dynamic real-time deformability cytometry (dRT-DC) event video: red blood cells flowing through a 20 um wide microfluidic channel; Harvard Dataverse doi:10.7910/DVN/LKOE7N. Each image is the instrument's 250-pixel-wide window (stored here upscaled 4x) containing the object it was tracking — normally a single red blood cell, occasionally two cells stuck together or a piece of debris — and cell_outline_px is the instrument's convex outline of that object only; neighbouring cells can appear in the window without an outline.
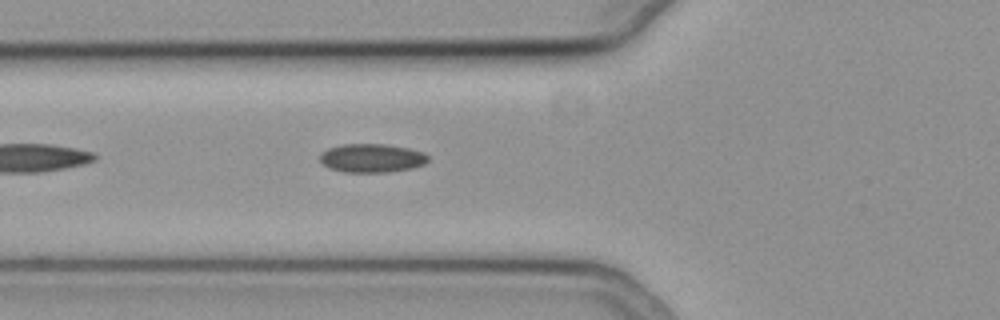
{"species": "common noctule bat (a hibernating species)", "species_latin": "Nyctalus noctula", "temperature_condition": "cold", "stored_images_in_passage": 16, "camera_frame_rate_fps": 3000, "um_per_image_px": 0.085, "animal": {"sex": "female", "body_mass_g": 19.3, "forearm_length_mm": 54.1}, "frame": {"image": 1, "passage_image": 5, "time_ms": 1.333, "image_size_px": [1000, 320], "cell_outline_px": [[428, 160], [424, 164], [412, 168], [388, 172], [344, 172], [332, 168], [324, 164], [320, 160], [320, 152], [328, 148], [344, 144], [384, 144], [408, 148], [424, 152], [428, 156]], "centroid_in_image_um": [31.61, 13.43], "position_along_channel_um": 94.2, "area_um2": 17.98}}
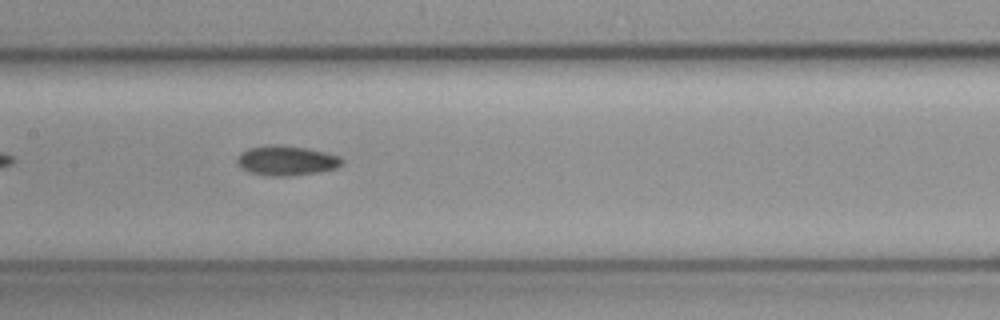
{"frame": {"image": 2, "passage_image": 12, "time_ms": 3.667, "image_size_px": [1000, 320], "cell_outline_px": [[344, 160], [336, 168], [320, 172], [284, 176], [272, 176], [252, 172], [240, 168], [236, 160], [236, 156], [240, 152], [248, 148], [304, 148], [324, 152], [340, 156]], "centroid_in_image_um": [24.36, 13.7], "position_along_channel_um": 183.0, "area_um2": 17.22}}